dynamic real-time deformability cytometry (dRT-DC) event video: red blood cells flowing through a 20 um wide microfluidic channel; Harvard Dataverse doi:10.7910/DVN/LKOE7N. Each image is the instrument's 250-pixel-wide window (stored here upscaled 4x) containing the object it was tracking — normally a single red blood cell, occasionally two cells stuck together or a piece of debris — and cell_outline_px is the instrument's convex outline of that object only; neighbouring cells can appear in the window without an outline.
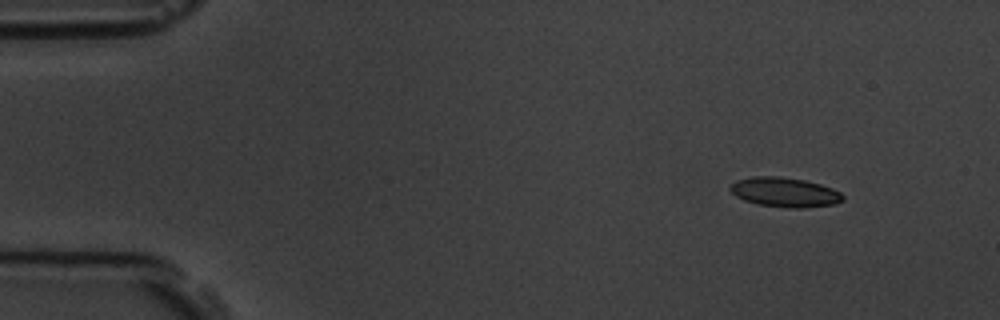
{"species": "common noctule bat (a hibernating species)", "species_latin": "Nyctalus noctula", "temperature_condition": "room temperature", "stored_images_in_passage": 5, "camera_frame_rate_fps": 3000, "um_per_image_px": 0.085, "animal": {"sex": "male", "body_mass_g": 19.5, "forearm_length_mm": 54.6}, "frame": {"image": 1, "passage_image": 1, "time_ms": 0.0, "image_size_px": [1000, 320], "cell_outline_px": [[844, 200], [836, 204], [804, 208], [788, 208], [756, 204], [744, 200], [736, 196], [728, 188], [736, 180], [752, 176], [780, 176], [804, 180], [820, 184], [832, 188], [840, 192], [844, 196]], "centroid_in_image_um": [66.71, 16.34], "position_along_channel_um": 18.3, "area_um2": 19.59}}
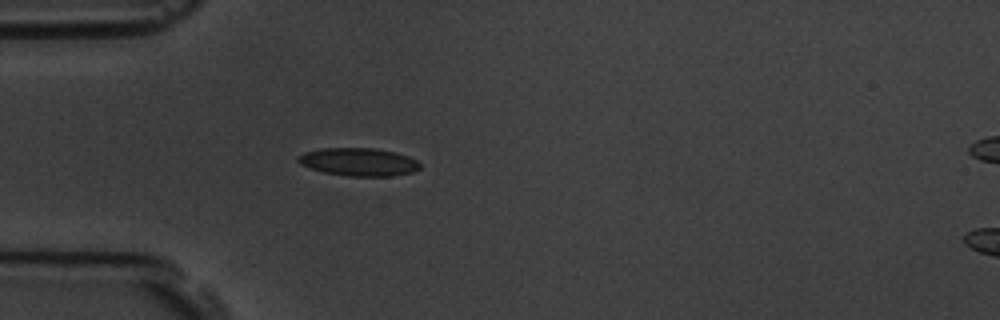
{"frame": {"image": 2, "passage_image": 4, "time_ms": 3.333, "image_size_px": [1000, 320], "cell_outline_px": [[420, 168], [412, 172], [392, 176], [348, 176], [324, 172], [300, 164], [296, 160], [296, 156], [304, 152], [320, 148], [376, 148], [396, 152], [408, 156], [416, 160], [420, 164]], "centroid_in_image_um": [30.47, 13.75], "position_along_channel_um": 54.5, "area_um2": 19.94}}